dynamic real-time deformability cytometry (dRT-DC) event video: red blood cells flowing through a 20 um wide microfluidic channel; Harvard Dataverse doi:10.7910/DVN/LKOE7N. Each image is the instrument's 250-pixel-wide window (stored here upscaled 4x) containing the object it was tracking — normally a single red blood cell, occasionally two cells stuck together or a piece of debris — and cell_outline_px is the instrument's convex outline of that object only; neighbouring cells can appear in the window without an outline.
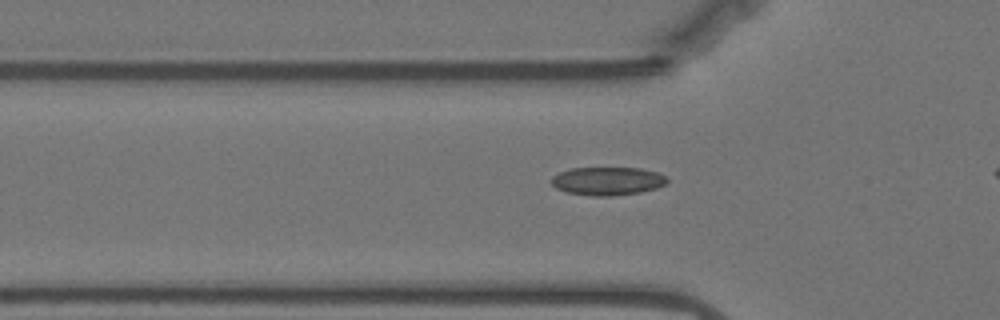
{"species": "Egyptian fruit bat (a non-hibernating species)", "species_latin": "Rousettus aegyptiacus", "temperature_condition": "warm", "stored_images_in_passage": 43, "camera_frame_rate_fps": 3000, "um_per_image_px": 0.085, "animal": {"sex": "female"}, "frame": {"image": 1, "passage_image": 15, "time_ms": 4.667, "image_size_px": [1000, 320], "cell_outline_px": [[668, 180], [664, 184], [656, 188], [640, 192], [612, 196], [592, 196], [568, 192], [556, 188], [548, 180], [552, 176], [560, 172], [572, 168], [640, 168], [656, 172], [668, 176]], "centroid_in_image_um": [51.62, 15.39], "position_along_channel_um": 74.2, "area_um2": 19.07}}
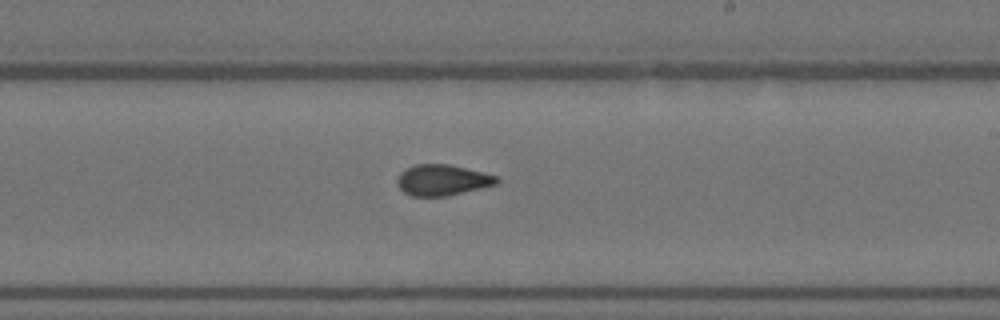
{"frame": {"image": 2, "passage_image": 30, "time_ms": 9.667, "image_size_px": [1000, 320], "cell_outline_px": [[500, 180], [496, 184], [448, 196], [412, 196], [404, 192], [396, 184], [396, 180], [400, 172], [404, 168], [416, 164], [448, 164], [484, 172], [496, 176]], "centroid_in_image_um": [37.56, 15.3], "position_along_channel_um": 251.4, "area_um2": 17.98}}
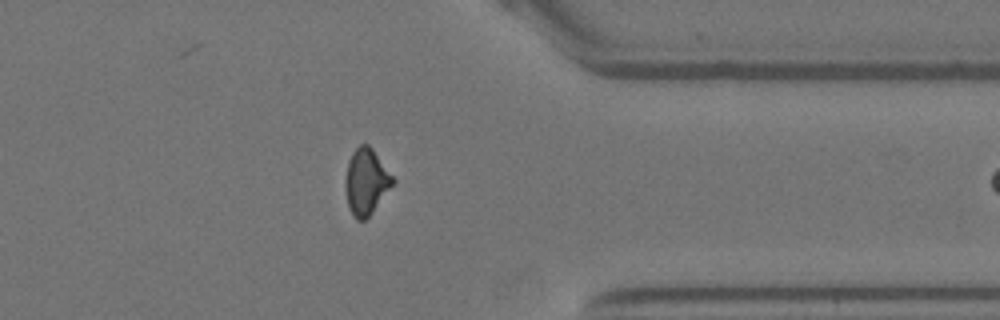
{"frame": {"image": 3, "passage_image": 42, "time_ms": 13.667, "image_size_px": [1000, 320], "cell_outline_px": [[396, 180], [372, 212], [364, 220], [356, 220], [352, 216], [348, 208], [348, 160], [352, 152], [360, 144], [368, 144], [372, 148]], "centroid_in_image_um": [31.16, 15.43], "position_along_channel_um": 380.2, "area_um2": 17.57}}